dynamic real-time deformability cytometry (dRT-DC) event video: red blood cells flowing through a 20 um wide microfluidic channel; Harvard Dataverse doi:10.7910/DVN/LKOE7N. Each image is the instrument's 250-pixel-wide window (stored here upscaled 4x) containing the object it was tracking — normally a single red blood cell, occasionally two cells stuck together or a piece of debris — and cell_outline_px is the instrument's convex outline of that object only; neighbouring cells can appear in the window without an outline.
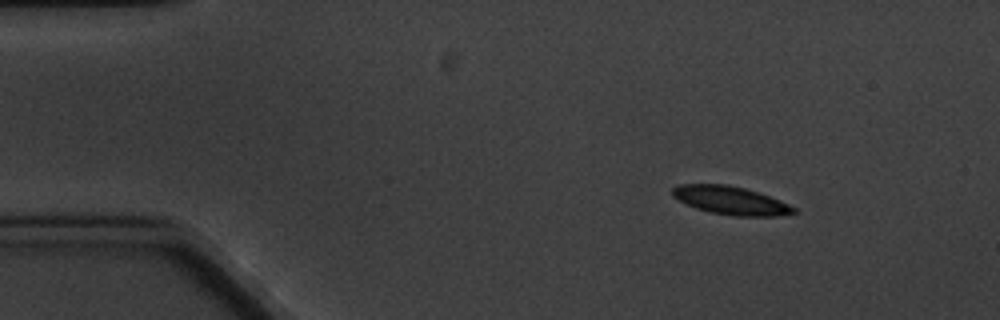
{"species": "common noctule bat (a hibernating species)", "species_latin": "Nyctalus noctula", "temperature_condition": "cold", "stored_images_in_passage": 4, "camera_frame_rate_fps": 3000, "um_per_image_px": 0.085, "animal": {"sex": "male", "body_mass_g": 20.1, "forearm_length_mm": 53.5}, "frame": {"image": 1, "passage_image": 1, "time_ms": 0.0, "image_size_px": [1000, 320], "cell_outline_px": [[796, 212], [776, 216], [732, 216], [712, 212], [696, 208], [672, 196], [672, 188], [680, 184], [728, 184], [760, 192], [780, 200], [796, 208]], "centroid_in_image_um": [62.12, 17.03], "position_along_channel_um": 22.9, "area_um2": 19.88}}
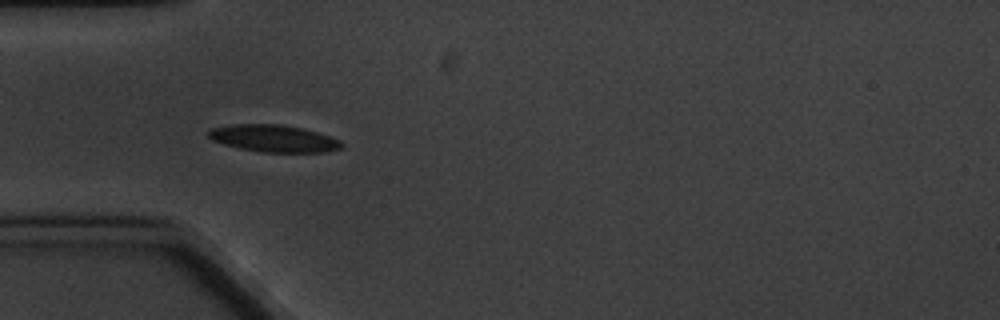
{"frame": {"image": 2, "passage_image": 3, "time_ms": 3.333, "image_size_px": [1000, 320], "cell_outline_px": [[344, 144], [340, 148], [324, 152], [260, 152], [240, 148], [224, 144], [212, 140], [208, 136], [208, 132], [212, 128], [232, 124], [280, 124], [300, 128], [316, 132], [340, 140]], "centroid_in_image_um": [23.24, 11.77], "position_along_channel_um": 61.8, "area_um2": 20.81}}